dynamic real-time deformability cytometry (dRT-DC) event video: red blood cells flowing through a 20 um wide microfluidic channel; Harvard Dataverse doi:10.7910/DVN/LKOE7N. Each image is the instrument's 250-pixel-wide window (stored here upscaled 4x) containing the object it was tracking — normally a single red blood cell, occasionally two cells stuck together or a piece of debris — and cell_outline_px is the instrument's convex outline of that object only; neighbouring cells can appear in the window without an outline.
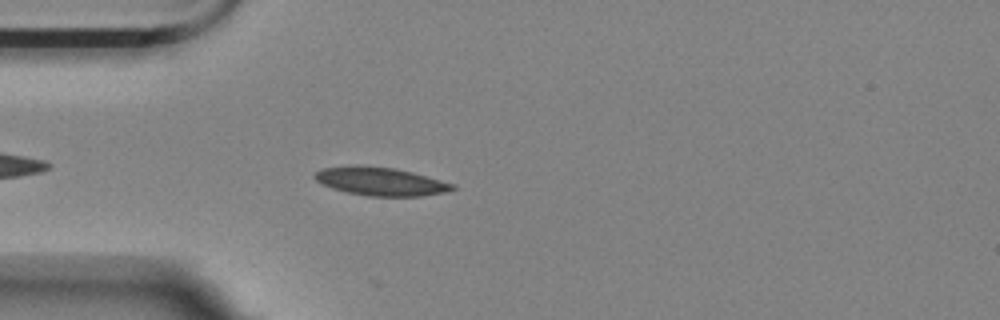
{"species": "Egyptian fruit bat (a non-hibernating species)", "species_latin": "Rousettus aegyptiacus", "temperature_condition": "room temperature", "stored_images_in_passage": 46, "camera_frame_rate_fps": 3000, "um_per_image_px": 0.085, "animal": {"sex": "female"}, "frame": {"image": 1, "passage_image": 5, "time_ms": 1.333, "image_size_px": [1000, 320], "cell_outline_px": [[456, 188], [444, 192], [420, 196], [368, 196], [348, 192], [332, 188], [320, 184], [312, 176], [316, 172], [324, 168], [356, 164], [360, 164], [396, 168], [412, 172], [456, 184]], "centroid_in_image_um": [32.32, 15.4], "position_along_channel_um": 52.7, "area_um2": 22.89}}
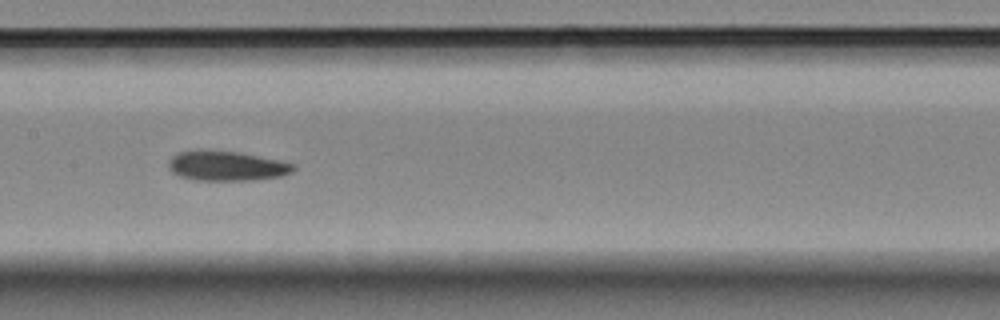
{"frame": {"image": 2, "passage_image": 17, "time_ms": 5.333, "image_size_px": [1000, 320], "cell_outline_px": [[296, 168], [292, 172], [280, 176], [252, 180], [192, 180], [180, 176], [172, 172], [168, 168], [168, 160], [176, 152], [240, 152], [280, 160], [296, 164]], "centroid_in_image_um": [19.29, 14.13], "position_along_channel_um": 188.1, "area_um2": 21.33}}
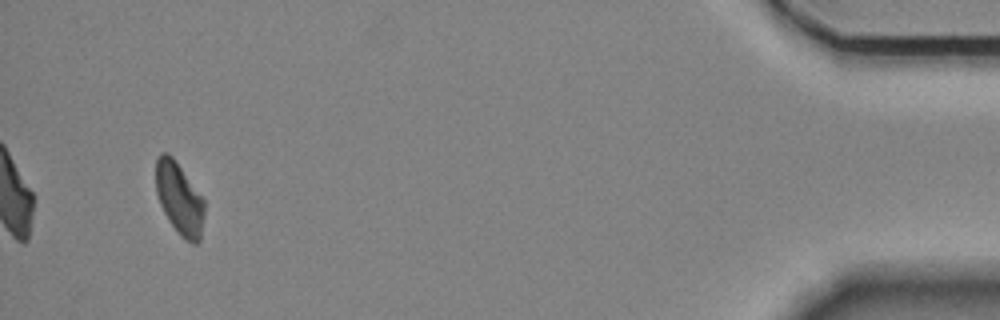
{"frame": {"image": 3, "passage_image": 43, "time_ms": 14.0, "image_size_px": [1000, 320], "cell_outline_px": [[204, 216], [200, 240], [196, 244], [192, 244], [180, 236], [168, 220], [160, 204], [156, 192], [156, 156], [160, 152], [168, 152], [172, 156], [204, 200]], "centroid_in_image_um": [15.23, 16.89], "position_along_channel_um": 420.0, "area_um2": 20.35}, "authors_computed_cell_mechanics": {"area_um2": 21.5016, "velocity_mm_per_s": 3.542, "shape_relaxation_time_tau1_ms": null, "shape_relaxation_time_tau2_ms": 4.1688, "deformation_change_tau1": null, "deformation_change_tau2": 0.0904}}